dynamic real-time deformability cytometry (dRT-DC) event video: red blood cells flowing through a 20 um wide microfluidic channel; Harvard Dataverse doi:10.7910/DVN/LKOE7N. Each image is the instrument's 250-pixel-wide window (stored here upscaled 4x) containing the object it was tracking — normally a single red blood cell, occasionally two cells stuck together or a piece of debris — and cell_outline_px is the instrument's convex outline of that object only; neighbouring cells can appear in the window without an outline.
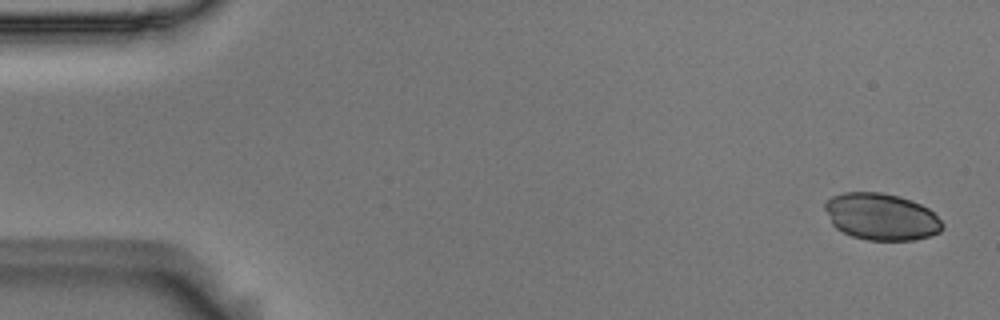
{"species": "Egyptian fruit bat (a non-hibernating species)", "species_latin": "Rousettus aegyptiacus", "temperature_condition": "room temperature", "stored_images_in_passage": 9, "camera_frame_rate_fps": 3000, "um_per_image_px": 0.085, "animal": {"sex": "male"}, "frame": {"image": 1, "passage_image": 1, "time_ms": 0.0, "image_size_px": [1000, 320], "cell_outline_px": [[944, 228], [940, 232], [928, 236], [912, 240], [868, 240], [852, 236], [836, 228], [832, 224], [824, 208], [824, 204], [832, 196], [844, 192], [880, 192], [900, 196], [920, 204], [928, 208], [944, 224]], "centroid_in_image_um": [74.9, 18.41], "position_along_channel_um": 10.1, "area_um2": 31.96}}
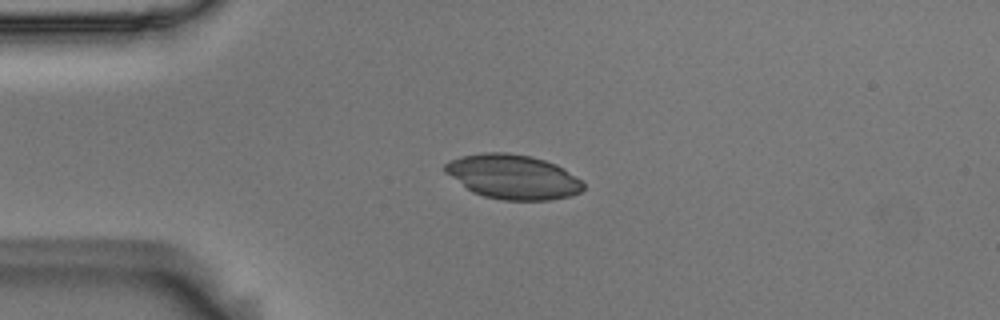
{"frame": {"image": 2, "passage_image": 4, "time_ms": 1.0, "image_size_px": [1000, 320], "cell_outline_px": [[584, 188], [580, 192], [568, 196], [548, 200], [504, 200], [484, 196], [472, 192], [444, 172], [444, 164], [448, 160], [460, 156], [484, 152], [508, 152], [532, 156], [556, 164], [564, 168], [580, 180], [584, 184]], "centroid_in_image_um": [43.57, 15.01], "position_along_channel_um": 41.4, "area_um2": 35.89}}